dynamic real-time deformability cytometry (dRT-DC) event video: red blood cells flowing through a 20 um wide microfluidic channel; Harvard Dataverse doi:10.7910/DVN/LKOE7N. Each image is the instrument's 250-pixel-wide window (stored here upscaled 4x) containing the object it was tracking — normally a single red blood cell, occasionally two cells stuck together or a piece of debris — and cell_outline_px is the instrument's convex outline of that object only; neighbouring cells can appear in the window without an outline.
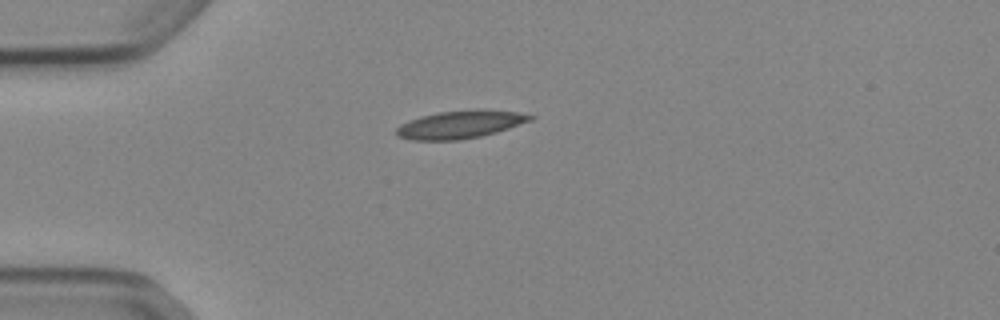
{"species": "Egyptian fruit bat (a non-hibernating species)", "species_latin": "Rousettus aegyptiacus", "temperature_condition": "cold", "stored_images_in_passage": 39, "camera_frame_rate_fps": 3000, "um_per_image_px": 0.085, "animal": {"sex": "female"}, "frame": {"image": 1, "passage_image": 1, "time_ms": 0.0, "image_size_px": [1000, 320], "cell_outline_px": [[536, 116], [532, 120], [496, 132], [480, 136], [460, 140], [412, 140], [400, 136], [396, 132], [396, 128], [400, 124], [420, 116], [440, 112], [476, 108], [516, 112]], "centroid_in_image_um": [39.13, 10.57], "position_along_channel_um": 45.9, "area_um2": 21.68}}
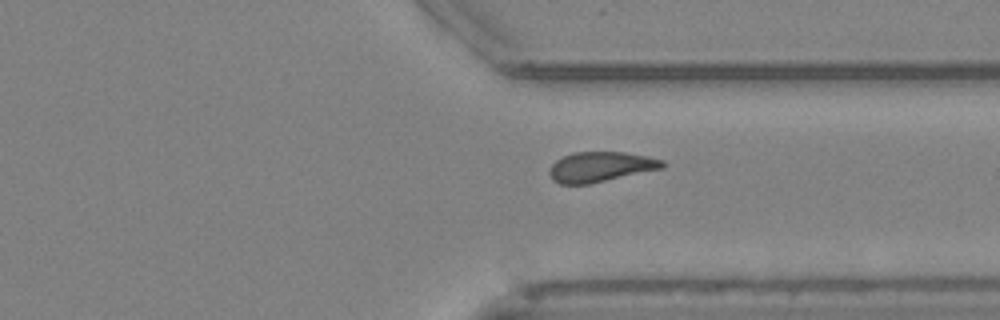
{"frame": {"image": 2, "passage_image": 27, "time_ms": 8.667, "image_size_px": [1000, 320], "cell_outline_px": [[668, 164], [664, 168], [588, 184], [560, 184], [552, 180], [548, 172], [552, 164], [556, 160], [572, 152], [624, 152], [648, 156], [664, 160]], "centroid_in_image_um": [51.07, 14.17], "position_along_channel_um": 360.3, "area_um2": 19.94}}
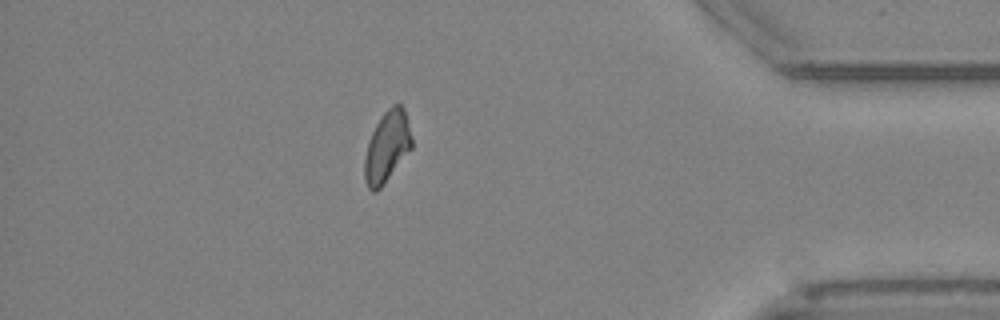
{"frame": {"image": 3, "passage_image": 33, "time_ms": 10.667, "image_size_px": [1000, 320], "cell_outline_px": [[412, 148], [380, 188], [376, 192], [372, 192], [368, 188], [364, 180], [364, 156], [368, 140], [376, 124], [384, 112], [392, 104], [400, 104], [404, 108], [412, 136]], "centroid_in_image_um": [32.88, 12.47], "position_along_channel_um": 402.3, "area_um2": 19.59}, "authors_computed_cell_mechanics": {"area_um2": 20.2878, "velocity_mm_per_s": 3.8757, "shape_relaxation_time_tau1_ms": null, "shape_relaxation_time_tau2_ms": 3.7346, "deformation_change_tau1": null, "deformation_change_tau2": 0.1097}}